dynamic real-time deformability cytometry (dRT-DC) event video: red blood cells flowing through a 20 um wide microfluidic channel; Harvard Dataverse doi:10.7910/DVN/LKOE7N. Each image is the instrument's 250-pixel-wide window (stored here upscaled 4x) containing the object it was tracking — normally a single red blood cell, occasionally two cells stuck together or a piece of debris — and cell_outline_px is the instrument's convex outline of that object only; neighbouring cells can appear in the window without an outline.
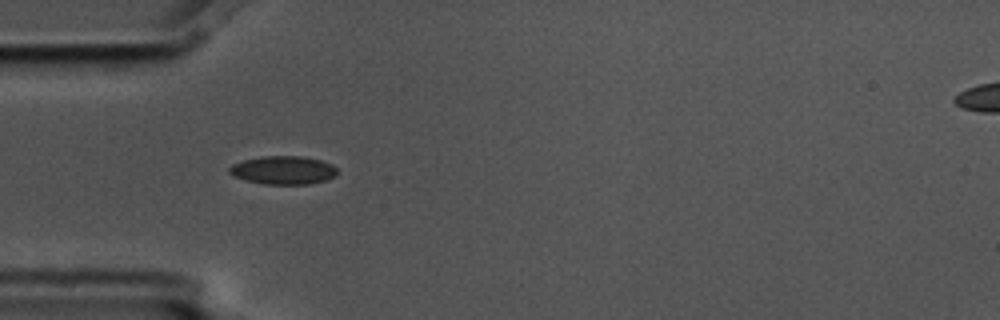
{"species": "common noctule bat (a hibernating species)", "species_latin": "Nyctalus noctula", "temperature_condition": "cold", "stored_images_in_passage": 5, "camera_frame_rate_fps": 3000, "um_per_image_px": 0.085, "animal": {"sex": "male", "body_mass_g": 17.5, "forearm_length_mm": 52.3}, "frame": {"image": 1, "passage_image": 4, "time_ms": 1.0, "image_size_px": [1000, 320], "cell_outline_px": [[336, 176], [324, 180], [308, 184], [264, 184], [248, 180], [236, 176], [228, 172], [228, 168], [232, 164], [244, 160], [264, 156], [300, 156], [320, 160], [332, 164], [336, 168]], "centroid_in_image_um": [24.08, 14.46], "position_along_channel_um": 60.9, "area_um2": 17.57}}